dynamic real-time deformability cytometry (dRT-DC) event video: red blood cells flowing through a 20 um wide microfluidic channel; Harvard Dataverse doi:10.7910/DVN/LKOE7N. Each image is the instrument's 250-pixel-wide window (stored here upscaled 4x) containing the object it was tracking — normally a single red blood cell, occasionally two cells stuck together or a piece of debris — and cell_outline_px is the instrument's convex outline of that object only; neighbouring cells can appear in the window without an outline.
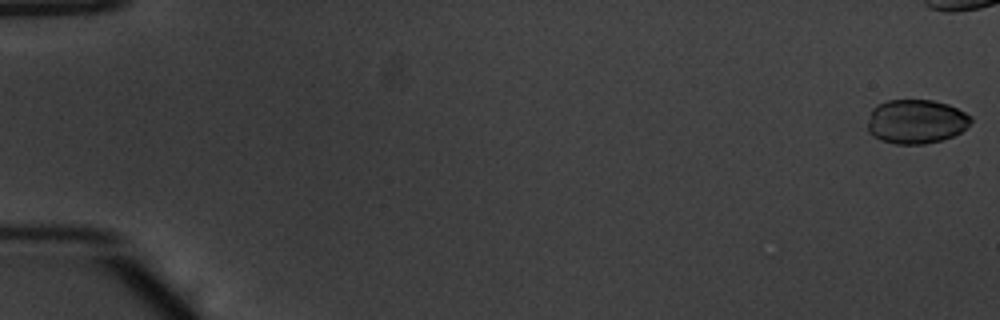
{"species": "common noctule bat (a hibernating species)", "species_latin": "Nyctalus noctula", "temperature_condition": "warm", "stored_images_in_passage": 43, "camera_frame_rate_fps": 3000, "um_per_image_px": 0.085, "animal": {"sex": "male", "body_mass_g": 20.1, "forearm_length_mm": 53.5}, "frame": {"image": 1, "passage_image": 1, "time_ms": 0.0, "image_size_px": [1000, 320], "cell_outline_px": [[972, 120], [960, 132], [952, 136], [940, 140], [924, 144], [896, 144], [880, 140], [872, 136], [868, 132], [868, 124], [872, 108], [876, 104], [888, 100], [932, 100], [948, 104], [972, 116]], "centroid_in_image_um": [77.84, 10.32], "position_along_channel_um": 7.2, "area_um2": 26.53}}
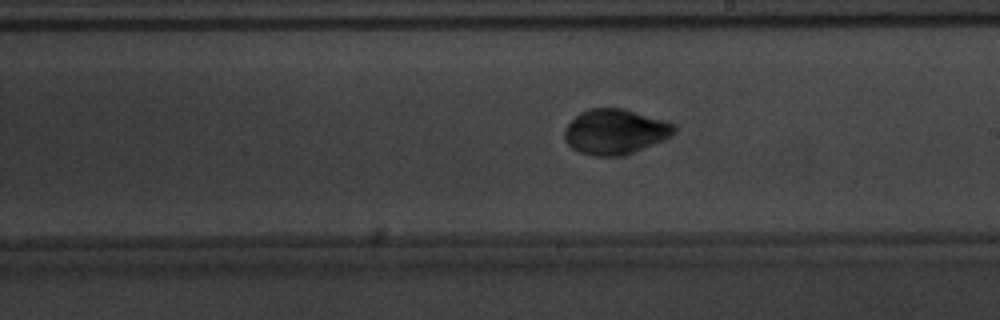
{"frame": {"image": 2, "passage_image": 32, "time_ms": 10.333, "image_size_px": [1000, 320], "cell_outline_px": [[676, 132], [672, 136], [664, 140], [632, 152], [616, 156], [592, 156], [580, 152], [572, 148], [564, 140], [564, 128], [580, 112], [588, 108], [624, 108], [664, 120], [676, 124]], "centroid_in_image_um": [52.29, 11.18], "position_along_channel_um": 236.7, "area_um2": 28.96}}
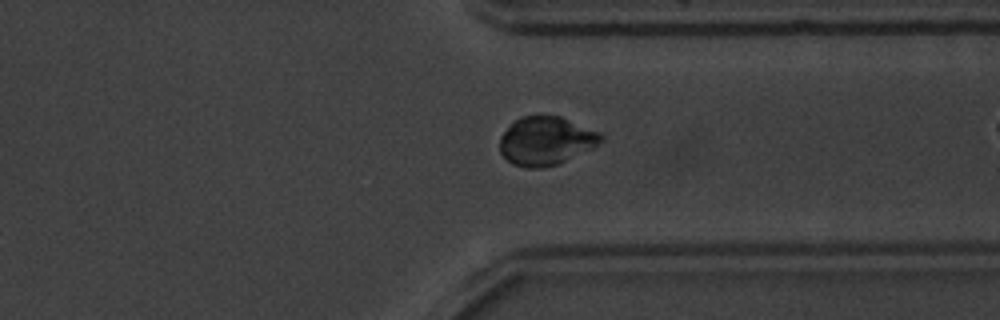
{"frame": {"image": 3, "passage_image": 42, "time_ms": 13.667, "image_size_px": [1000, 320], "cell_outline_px": [[604, 140], [592, 148], [556, 164], [540, 168], [528, 168], [512, 164], [500, 152], [500, 136], [520, 116], [540, 112], [560, 116], [600, 132], [604, 136]], "centroid_in_image_um": [46.4, 11.93], "position_along_channel_um": 365.0, "area_um2": 28.84}}